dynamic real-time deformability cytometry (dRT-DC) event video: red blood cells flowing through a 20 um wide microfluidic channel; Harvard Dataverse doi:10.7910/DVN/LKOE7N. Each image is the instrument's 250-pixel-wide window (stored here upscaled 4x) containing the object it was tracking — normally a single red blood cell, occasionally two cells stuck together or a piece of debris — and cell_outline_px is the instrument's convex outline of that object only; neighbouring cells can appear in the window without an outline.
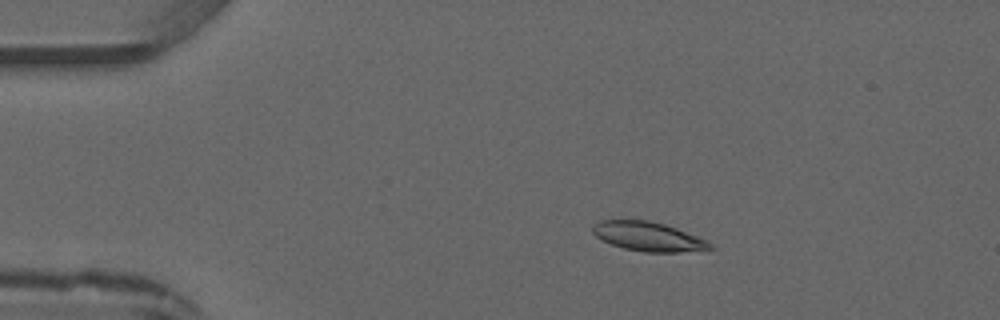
{"species": "common noctule bat (a hibernating species)", "species_latin": "Nyctalus noctula", "temperature_condition": "warm", "stored_images_in_passage": 5, "camera_frame_rate_fps": 3000, "um_per_image_px": 0.085, "animal": {"sex": "male", "forearm_length_mm": 52.5}, "frame": {"image": 1, "passage_image": 3, "time_ms": 2.333, "image_size_px": [1000, 320], "cell_outline_px": [[716, 248], [676, 252], [644, 252], [624, 248], [612, 244], [596, 236], [592, 232], [592, 228], [600, 220], [648, 220], [664, 224], [676, 228], [708, 240]], "centroid_in_image_um": [55.13, 20.1], "position_along_channel_um": 29.9, "area_um2": 19.77}}